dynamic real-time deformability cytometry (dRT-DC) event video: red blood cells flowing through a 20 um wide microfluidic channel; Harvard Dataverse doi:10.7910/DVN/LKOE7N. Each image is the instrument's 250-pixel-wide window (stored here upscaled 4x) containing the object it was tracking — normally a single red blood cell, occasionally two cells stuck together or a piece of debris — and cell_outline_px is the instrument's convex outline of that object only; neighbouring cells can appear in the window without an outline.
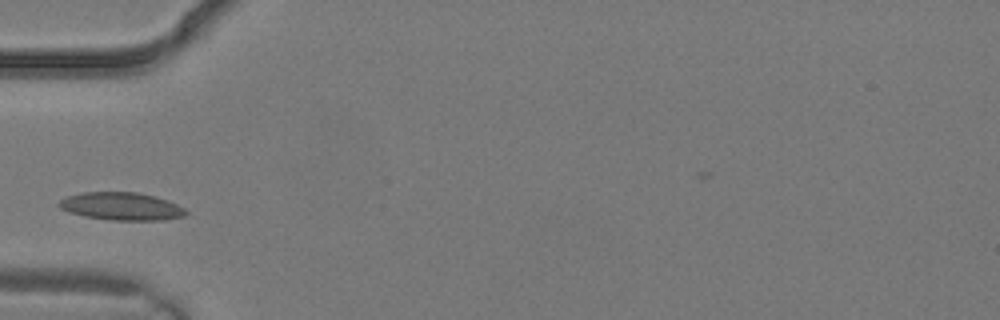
{"species": "common noctule bat (a hibernating species)", "species_latin": "Nyctalus noctula", "temperature_condition": "warm", "stored_images_in_passage": 1, "camera_frame_rate_fps": 3000, "um_per_image_px": 0.085, "animal": {"sex": "male", "body_mass_g": 19.2, "forearm_length_mm": 51.8}, "frame": {"image": 1, "passage_image": 1, "time_ms": 0.0, "image_size_px": [1000, 320], "cell_outline_px": [[188, 212], [184, 216], [164, 220], [108, 220], [84, 216], [68, 212], [60, 208], [56, 204], [60, 200], [68, 196], [80, 192], [136, 192], [156, 196], [168, 200], [184, 208]], "centroid_in_image_um": [10.31, 17.53], "position_along_channel_um": 74.7, "area_um2": 20.69}}